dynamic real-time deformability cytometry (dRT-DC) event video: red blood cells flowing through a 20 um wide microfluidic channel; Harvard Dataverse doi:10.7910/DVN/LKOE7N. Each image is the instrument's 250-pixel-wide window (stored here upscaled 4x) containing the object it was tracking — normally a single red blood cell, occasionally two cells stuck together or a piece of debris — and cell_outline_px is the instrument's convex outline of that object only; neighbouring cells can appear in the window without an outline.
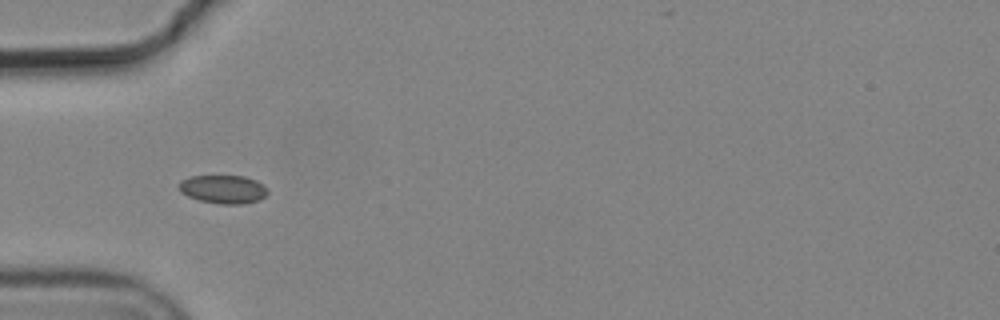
{"species": "common noctule bat (a hibernating species)", "species_latin": "Nyctalus noctula", "temperature_condition": "cold", "stored_images_in_passage": 4, "camera_frame_rate_fps": 3000, "um_per_image_px": 0.085, "animal": {"sex": "male", "body_mass_g": 19.2, "forearm_length_mm": 51.8}, "frame": {"image": 1, "passage_image": 1, "time_ms": 0.0, "image_size_px": [1000, 320], "cell_outline_px": [[268, 192], [260, 200], [244, 204], [220, 204], [200, 200], [188, 196], [180, 192], [180, 180], [188, 176], [244, 176], [256, 180], [264, 184], [268, 188]], "centroid_in_image_um": [19.0, 16.08], "position_along_channel_um": 66.0, "area_um2": 14.8}}
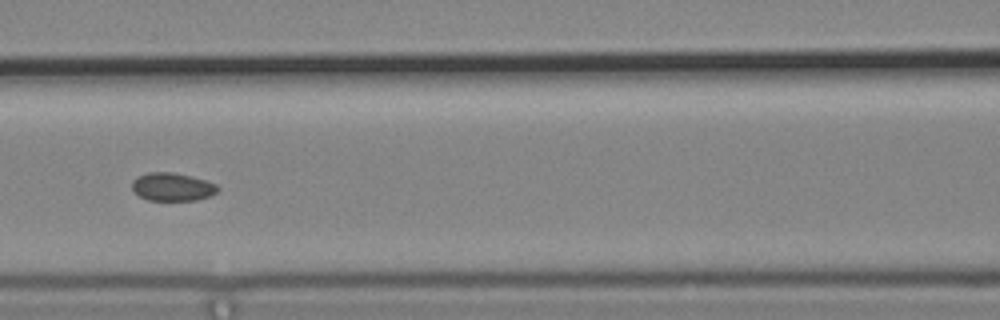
{"frame": {"image": 2, "passage_image": 3, "time_ms": 0.667, "image_size_px": [1000, 320], "cell_outline_px": [[220, 188], [216, 192], [208, 196], [196, 200], [148, 200], [140, 196], [132, 188], [132, 180], [136, 176], [148, 172], [172, 172], [192, 176], [216, 184]], "centroid_in_image_um": [14.63, 15.87], "position_along_channel_um": 152.0, "area_um2": 13.99}}
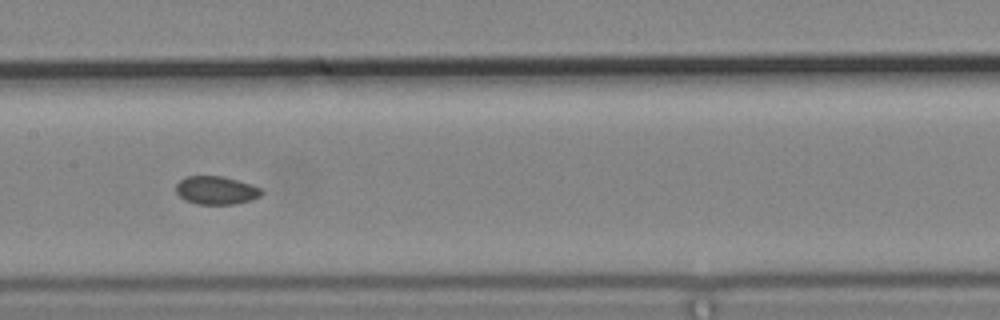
{"frame": {"image": 3, "passage_image": 4, "time_ms": 1.0, "image_size_px": [1000, 320], "cell_outline_px": [[264, 192], [260, 196], [252, 200], [236, 204], [196, 204], [184, 200], [176, 192], [176, 184], [184, 176], [224, 176], [252, 184], [260, 188]], "centroid_in_image_um": [18.38, 16.17], "position_along_channel_um": 189.0, "area_um2": 14.28}}